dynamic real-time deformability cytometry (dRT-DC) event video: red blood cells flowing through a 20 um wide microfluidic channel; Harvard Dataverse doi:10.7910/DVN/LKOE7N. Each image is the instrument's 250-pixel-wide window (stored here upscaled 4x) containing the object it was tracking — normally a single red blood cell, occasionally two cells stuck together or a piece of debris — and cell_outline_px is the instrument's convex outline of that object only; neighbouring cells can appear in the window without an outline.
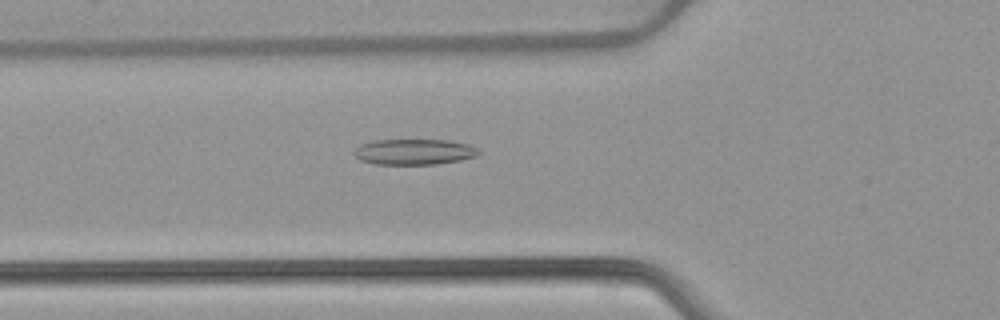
{"species": "common noctule bat (a hibernating species)", "species_latin": "Nyctalus noctula", "temperature_condition": "warm", "stored_images_in_passage": 52, "camera_frame_rate_fps": 3000, "um_per_image_px": 0.085, "animal": {"sex": "female", "body_mass_g": 22.7, "forearm_length_mm": 54.2}, "frame": {"image": 1, "passage_image": 19, "time_ms": 6.0, "image_size_px": [1000, 320], "cell_outline_px": [[480, 152], [476, 156], [460, 160], [436, 164], [376, 164], [360, 160], [352, 152], [360, 144], [376, 140], [448, 140], [468, 144], [476, 148]], "centroid_in_image_um": [35.18, 12.9], "position_along_channel_um": 90.6, "area_um2": 18.55}}
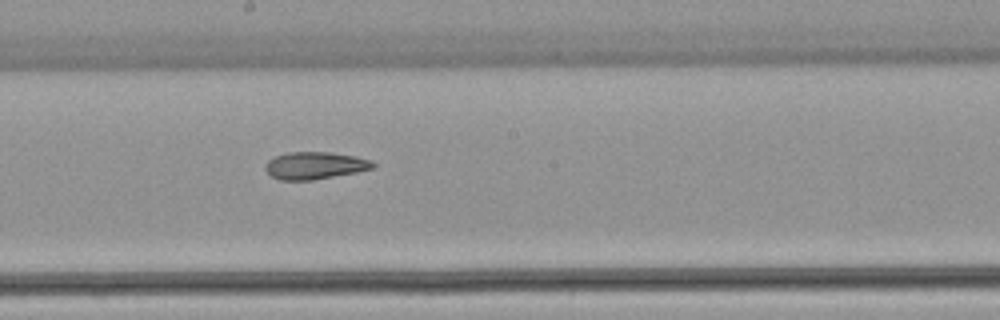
{"frame": {"image": 2, "passage_image": 29, "time_ms": 9.333, "image_size_px": [1000, 320], "cell_outline_px": [[376, 164], [372, 168], [356, 172], [312, 180], [280, 180], [272, 176], [264, 168], [264, 164], [268, 160], [276, 156], [288, 152], [328, 152], [356, 156], [372, 160]], "centroid_in_image_um": [26.76, 14.06], "position_along_channel_um": 221.4, "area_um2": 17.05}}
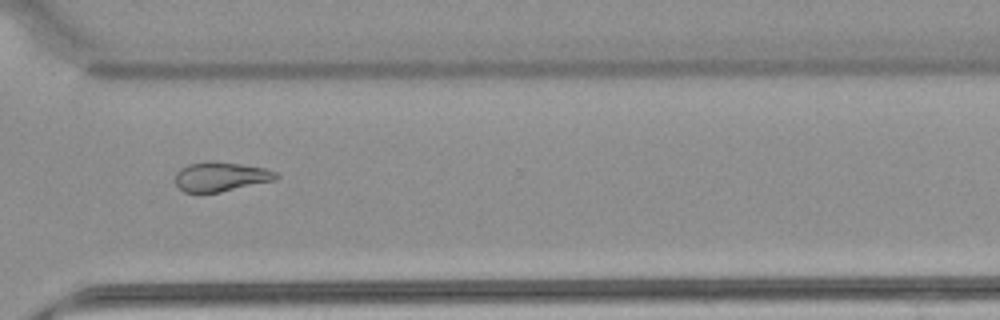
{"frame": {"image": 3, "passage_image": 39, "time_ms": 12.667, "image_size_px": [1000, 320], "cell_outline_px": [[280, 176], [276, 180], [220, 192], [184, 192], [176, 184], [176, 172], [180, 168], [188, 164], [208, 160], [212, 160], [240, 164], [264, 168], [276, 172]], "centroid_in_image_um": [18.77, 15.0], "position_along_channel_um": 351.8, "area_um2": 17.34}, "authors_computed_cell_mechanics": {"area_um2": 19.6809, "velocity_mm_per_s": 3.9073, "shape_relaxation_time_tau1_ms": null, "shape_relaxation_time_tau2_ms": 5.423, "deformation_change_tau1": null, "deformation_change_tau2": 0.1336}}